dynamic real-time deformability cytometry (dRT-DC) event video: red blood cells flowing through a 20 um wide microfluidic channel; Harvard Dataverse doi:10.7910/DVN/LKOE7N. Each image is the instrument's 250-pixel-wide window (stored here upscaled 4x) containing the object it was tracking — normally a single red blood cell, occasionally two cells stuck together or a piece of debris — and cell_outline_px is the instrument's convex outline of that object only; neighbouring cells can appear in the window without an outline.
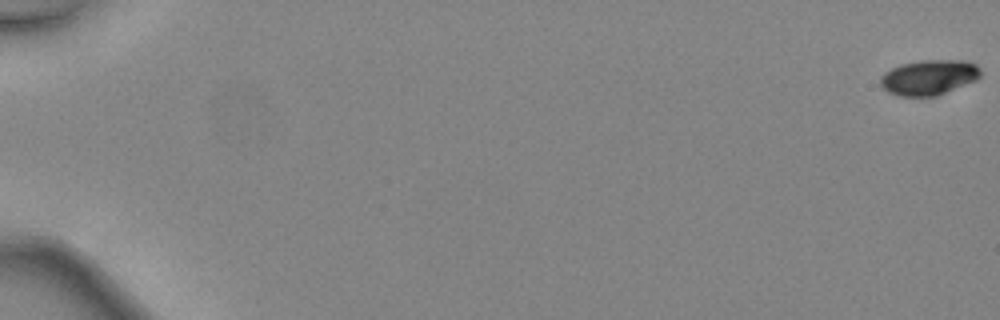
{"species": "common noctule bat (a hibernating species)", "species_latin": "Nyctalus noctula", "temperature_condition": "warm", "stored_images_in_passage": 11, "camera_frame_rate_fps": 3000, "um_per_image_px": 0.085, "animal": {"sex": "female", "body_mass_g": 24.6, "forearm_length_mm": 56.2}, "frame": {"image": 1, "passage_image": 1, "time_ms": 0.0, "image_size_px": [1000, 320], "cell_outline_px": [[980, 76], [976, 80], [936, 96], [900, 96], [888, 92], [880, 84], [880, 76], [884, 72], [900, 64], [920, 60], [964, 60], [976, 64], [980, 68]], "centroid_in_image_um": [78.94, 6.56], "position_along_channel_um": 6.1, "area_um2": 20.58}}